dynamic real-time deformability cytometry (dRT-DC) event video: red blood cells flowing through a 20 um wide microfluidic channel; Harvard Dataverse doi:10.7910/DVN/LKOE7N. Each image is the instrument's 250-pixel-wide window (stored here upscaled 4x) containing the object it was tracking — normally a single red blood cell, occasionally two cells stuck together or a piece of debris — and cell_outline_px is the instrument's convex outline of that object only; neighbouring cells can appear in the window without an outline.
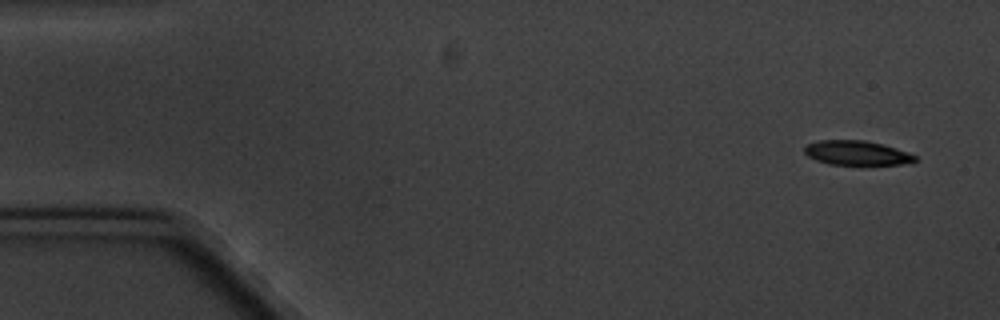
{"species": "common noctule bat (a hibernating species)", "species_latin": "Nyctalus noctula", "temperature_condition": "cold", "stored_images_in_passage": 5, "camera_frame_rate_fps": 3000, "um_per_image_px": 0.085, "animal": {"sex": "male", "body_mass_g": 20.1, "forearm_length_mm": 53.5}, "frame": {"image": 1, "passage_image": 1, "time_ms": 0.0, "image_size_px": [1000, 320], "cell_outline_px": [[916, 160], [900, 164], [828, 164], [816, 160], [808, 156], [804, 152], [804, 148], [808, 144], [820, 140], [864, 140], [884, 144], [896, 148], [916, 156]], "centroid_in_image_um": [72.79, 12.98], "position_along_channel_um": 12.2, "area_um2": 15.49}}
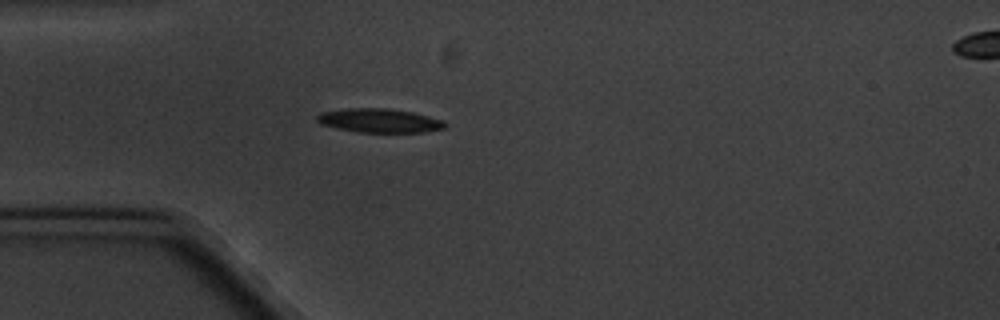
{"frame": {"image": 2, "passage_image": 4, "time_ms": 4.333, "image_size_px": [1000, 320], "cell_outline_px": [[448, 124], [444, 128], [424, 132], [360, 132], [336, 128], [320, 124], [316, 120], [316, 116], [320, 112], [348, 108], [388, 108], [412, 112], [444, 120]], "centroid_in_image_um": [32.24, 10.24], "position_along_channel_um": 52.8, "area_um2": 17.92}}